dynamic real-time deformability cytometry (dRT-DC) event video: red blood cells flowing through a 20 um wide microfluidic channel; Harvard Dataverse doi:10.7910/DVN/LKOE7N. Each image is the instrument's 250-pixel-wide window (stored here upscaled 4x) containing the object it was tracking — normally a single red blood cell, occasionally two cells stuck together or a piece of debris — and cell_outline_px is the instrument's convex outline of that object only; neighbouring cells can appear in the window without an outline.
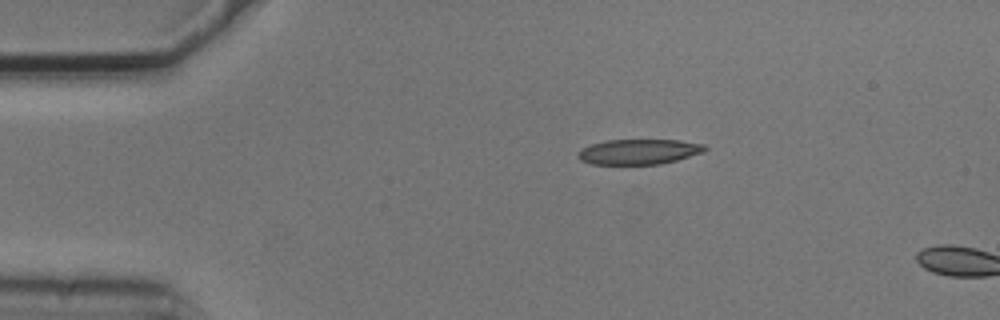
{"species": "common noctule bat (a hibernating species)", "species_latin": "Nyctalus noctula", "temperature_condition": "cold", "stored_images_in_passage": 2, "camera_frame_rate_fps": 3000, "um_per_image_px": 0.085, "animal": {"sex": "male", "body_mass_g": 20.5, "forearm_length_mm": 52.5}, "frame": {"image": 1, "passage_image": 1, "time_ms": 0.0, "image_size_px": [1000, 320], "cell_outline_px": [[708, 148], [704, 152], [676, 160], [660, 164], [592, 164], [580, 160], [580, 152], [584, 148], [592, 144], [608, 140], [680, 140], [704, 144]], "centroid_in_image_um": [54.37, 12.89], "position_along_channel_um": 30.6, "area_um2": 18.38}}